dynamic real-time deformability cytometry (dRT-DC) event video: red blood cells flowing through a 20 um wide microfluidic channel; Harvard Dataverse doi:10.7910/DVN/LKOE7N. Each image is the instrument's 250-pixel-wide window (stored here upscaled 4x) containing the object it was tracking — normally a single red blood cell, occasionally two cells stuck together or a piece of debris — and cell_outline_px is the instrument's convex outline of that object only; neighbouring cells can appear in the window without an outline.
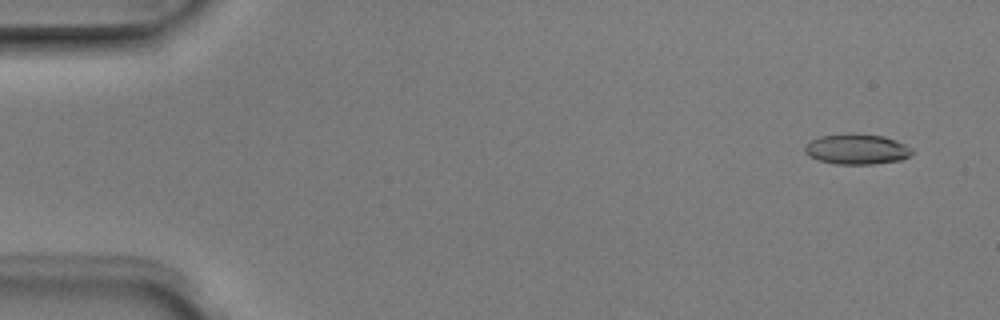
{"species": "Egyptian fruit bat (a non-hibernating species)", "species_latin": "Rousettus aegyptiacus", "temperature_condition": "room temperature", "stored_images_in_passage": 5, "camera_frame_rate_fps": 3000, "um_per_image_px": 0.085, "animal": {"sex": "male"}, "frame": {"image": 1, "passage_image": 1, "time_ms": 0.0, "image_size_px": [1000, 320], "cell_outline_px": [[912, 156], [900, 160], [872, 164], [836, 164], [816, 160], [808, 156], [804, 152], [804, 148], [812, 140], [820, 136], [848, 132], [856, 132], [884, 136], [896, 140], [912, 148]], "centroid_in_image_um": [72.82, 12.66], "position_along_channel_um": 12.2, "area_um2": 19.36}}
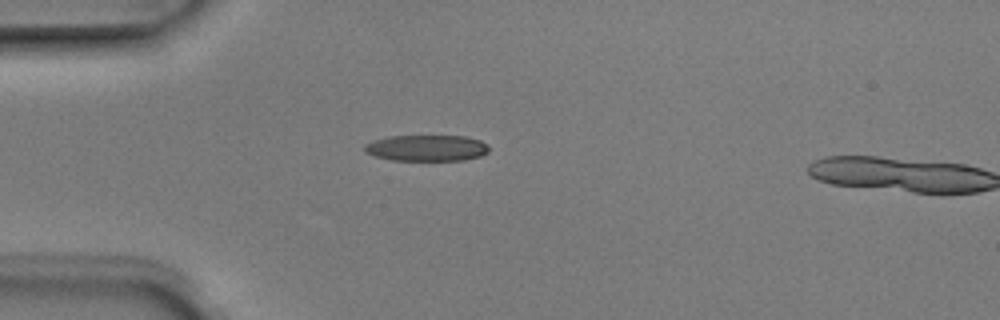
{"frame": {"image": 2, "passage_image": 4, "time_ms": 1.0, "image_size_px": [1000, 320], "cell_outline_px": [[488, 152], [480, 156], [464, 160], [392, 160], [376, 156], [364, 152], [364, 144], [388, 136], [464, 136], [480, 140], [488, 144]], "centroid_in_image_um": [36.27, 12.58], "position_along_channel_um": 48.7, "area_um2": 18.9}}